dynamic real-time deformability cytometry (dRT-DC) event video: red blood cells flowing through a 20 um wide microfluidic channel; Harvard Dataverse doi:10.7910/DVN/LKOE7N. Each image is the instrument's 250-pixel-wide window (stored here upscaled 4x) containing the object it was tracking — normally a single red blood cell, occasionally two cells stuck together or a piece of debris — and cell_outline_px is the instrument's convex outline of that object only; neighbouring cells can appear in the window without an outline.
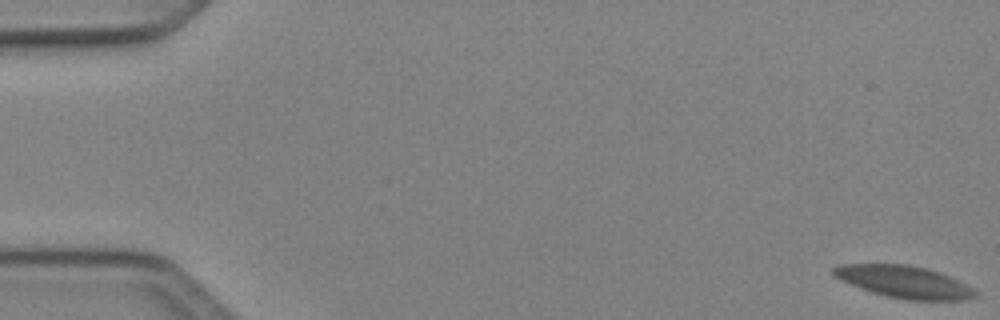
{"species": "Egyptian fruit bat (a non-hibernating species)", "species_latin": "Rousettus aegyptiacus", "temperature_condition": "cold", "stored_images_in_passage": 16, "camera_frame_rate_fps": 3000, "um_per_image_px": 0.085, "animal": {"sex": "female"}, "frame": {"image": 1, "passage_image": 1, "time_ms": 0.0, "image_size_px": [1000, 320], "cell_outline_px": [[980, 292], [976, 296], [964, 300], [908, 300], [884, 296], [860, 288], [840, 280], [832, 276], [832, 268], [840, 264], [908, 264], [928, 268], [940, 272], [968, 284], [976, 288]], "centroid_in_image_um": [76.89, 23.95], "position_along_channel_um": 8.1, "area_um2": 27.05}}
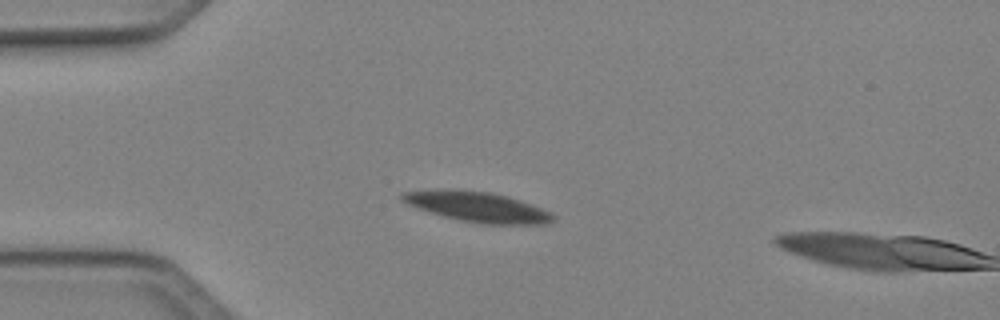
{"frame": {"image": 2, "passage_image": 14, "time_ms": 4.333, "image_size_px": [1000, 320], "cell_outline_px": [[556, 220], [548, 224], [480, 224], [460, 220], [428, 212], [408, 204], [400, 200], [400, 192], [436, 188], [452, 188], [488, 192], [504, 196], [540, 208], [556, 216]], "centroid_in_image_um": [40.48, 17.57], "position_along_channel_um": 44.5, "area_um2": 26.59}}